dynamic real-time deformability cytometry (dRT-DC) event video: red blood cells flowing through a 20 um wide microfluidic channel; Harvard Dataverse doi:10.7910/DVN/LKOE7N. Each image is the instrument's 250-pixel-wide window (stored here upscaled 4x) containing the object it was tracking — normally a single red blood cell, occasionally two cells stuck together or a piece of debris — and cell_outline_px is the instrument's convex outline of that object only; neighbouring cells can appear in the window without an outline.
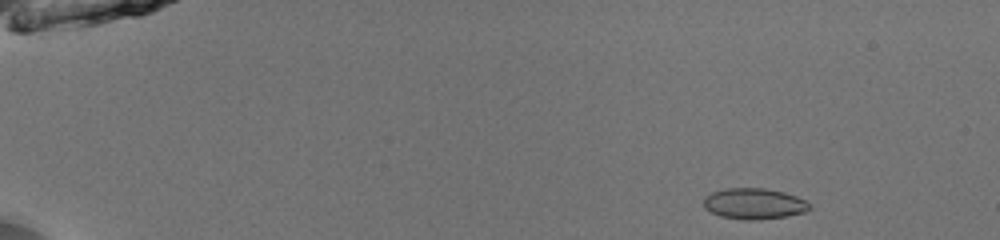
{"species": "common noctule bat (a hibernating species)", "species_latin": "Nyctalus noctula", "temperature_condition": "room temperature", "stored_images_in_passage": 46, "camera_frame_rate_fps": 3000, "um_per_image_px": 0.085, "animal": {"sex": "male", "body_mass_g": 13.0, "forearm_length_mm": 53.1}, "frame": {"image": 1, "passage_image": 1, "time_ms": 0.0, "image_size_px": [1000, 240], "cell_outline_px": [[812, 208], [804, 212], [788, 216], [756, 220], [744, 220], [720, 216], [704, 208], [704, 196], [712, 192], [724, 188], [764, 188], [784, 192], [796, 196], [812, 204]], "centroid_in_image_um": [64.1, 17.31], "position_along_channel_um": 20.9, "area_um2": 19.25}}
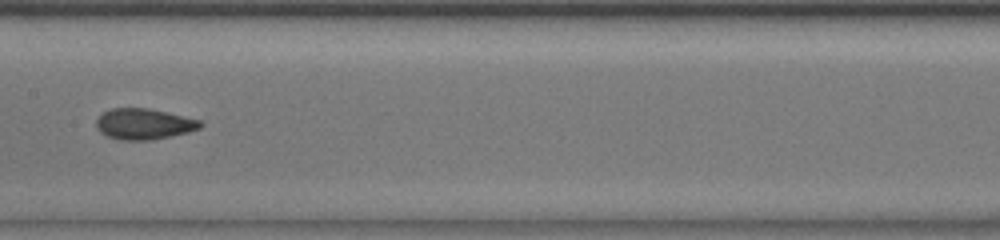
{"frame": {"image": 2, "passage_image": 23, "time_ms": 7.333, "image_size_px": [1000, 240], "cell_outline_px": [[204, 124], [200, 128], [188, 132], [152, 140], [120, 140], [108, 136], [100, 132], [96, 128], [96, 120], [104, 112], [112, 108], [148, 108], [200, 120]], "centroid_in_image_um": [12.22, 10.54], "position_along_channel_um": 195.2, "area_um2": 18.61}}
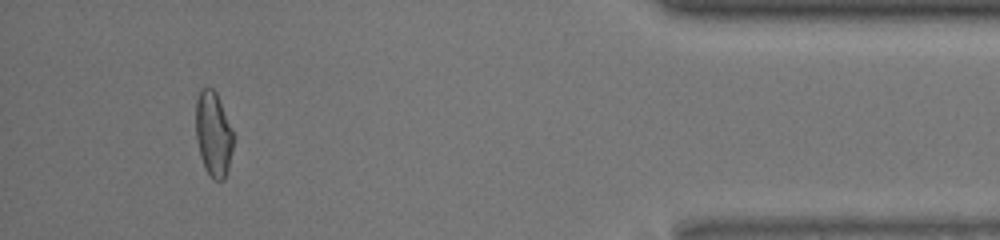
{"frame": {"image": 3, "passage_image": 43, "time_ms": 14.0, "image_size_px": [1000, 240], "cell_outline_px": [[232, 148], [228, 168], [224, 180], [212, 180], [200, 156], [196, 140], [196, 100], [200, 88], [212, 88], [216, 92], [232, 128]], "centroid_in_image_um": [18.12, 11.37], "position_along_channel_um": 417.1, "area_um2": 18.38}, "authors_computed_cell_mechanics": {"area_um2": 18.8428, "velocity_mm_per_s": 4.002, "shape_relaxation_time_tau1_ms": 8.1895, "shape_relaxation_time_tau2_ms": 1.351, "deformation_change_tau1": 0.1656, "deformation_change_tau2": 0.0713}}